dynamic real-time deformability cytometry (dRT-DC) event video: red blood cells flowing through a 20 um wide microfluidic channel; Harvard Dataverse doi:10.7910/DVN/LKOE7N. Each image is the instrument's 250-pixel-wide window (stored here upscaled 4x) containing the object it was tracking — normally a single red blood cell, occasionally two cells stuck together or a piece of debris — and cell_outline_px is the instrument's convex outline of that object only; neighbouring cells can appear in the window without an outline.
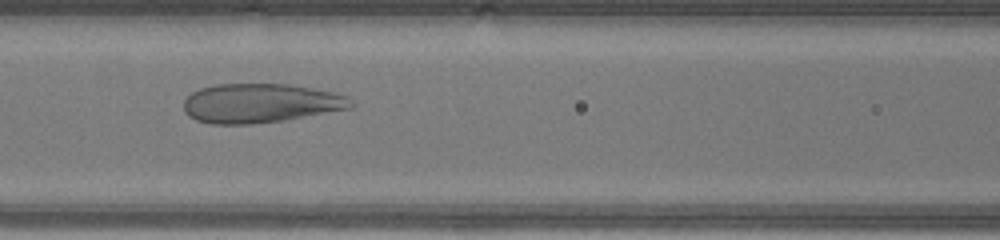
{"species": "human", "species_latin": "Homo sapiens", "temperature_condition": "warm", "stored_images_in_passage": 46, "camera_frame_rate_fps": 3000, "um_per_image_px": 0.085, "donor": {"sex": "male"}, "frame": {"image": 1, "passage_image": 19, "time_ms": 6.0, "image_size_px": [1000, 240], "cell_outline_px": [[352, 108], [284, 120], [252, 124], [212, 124], [196, 120], [188, 116], [184, 112], [184, 100], [192, 92], [200, 88], [216, 84], [288, 84], [336, 92], [348, 96], [352, 104]], "centroid_in_image_um": [22.13, 8.77], "position_along_channel_um": 144.5, "area_um2": 38.32}}
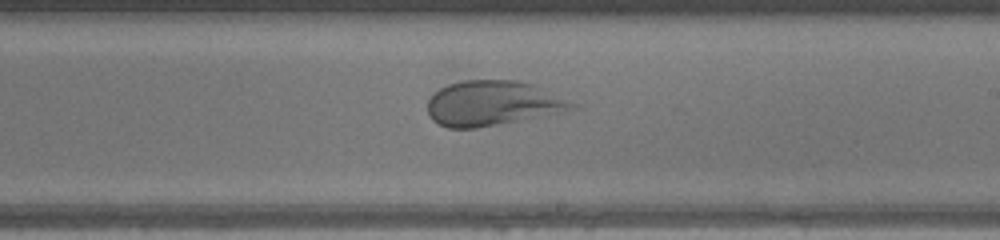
{"frame": {"image": 2, "passage_image": 26, "time_ms": 8.333, "image_size_px": [1000, 240], "cell_outline_px": [[576, 108], [476, 128], [448, 128], [432, 120], [428, 112], [428, 100], [440, 88], [448, 84], [464, 80], [520, 80], [536, 84], [576, 104]], "centroid_in_image_um": [41.83, 8.75], "position_along_channel_um": 247.2, "area_um2": 37.22}}
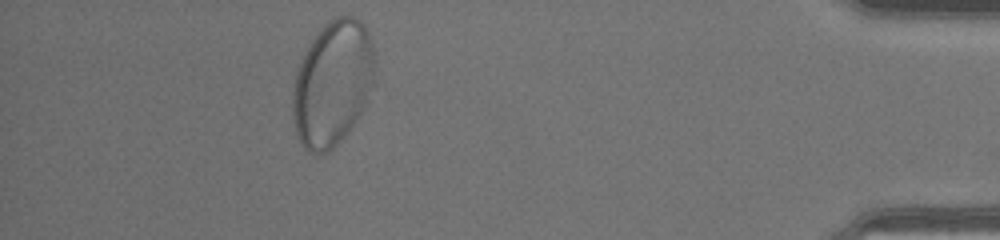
{"frame": {"image": 3, "passage_image": 41, "time_ms": 13.333, "image_size_px": [1000, 240], "cell_outline_px": [[372, 84], [368, 104], [348, 132], [328, 152], [308, 152], [304, 148], [296, 132], [292, 116], [292, 92], [296, 72], [304, 52], [320, 28], [332, 16], [352, 16], [360, 20], [368, 32], [372, 40]], "centroid_in_image_um": [28.25, 7.08], "position_along_channel_um": 406.9, "area_um2": 59.88}}